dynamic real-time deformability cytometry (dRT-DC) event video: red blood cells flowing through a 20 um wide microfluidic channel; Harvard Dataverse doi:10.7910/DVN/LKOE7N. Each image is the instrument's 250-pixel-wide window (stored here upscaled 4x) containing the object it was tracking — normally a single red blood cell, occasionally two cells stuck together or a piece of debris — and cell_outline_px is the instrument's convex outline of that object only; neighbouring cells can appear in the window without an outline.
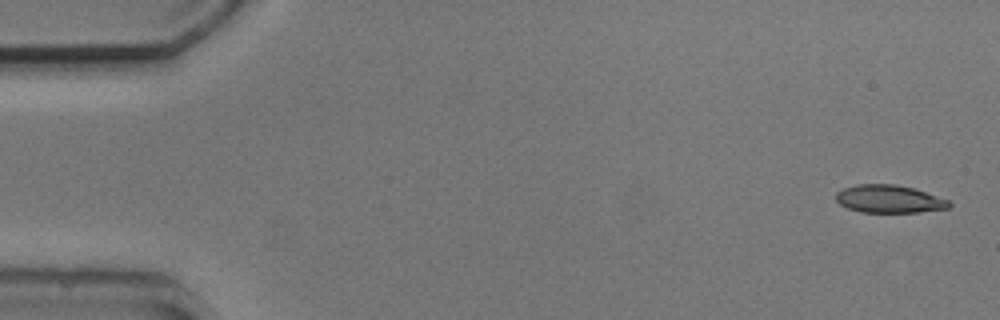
{"species": "common noctule bat (a hibernating species)", "species_latin": "Nyctalus noctula", "temperature_condition": "cold", "stored_images_in_passage": 5, "camera_frame_rate_fps": 3000, "um_per_image_px": 0.085, "animal": {"sex": "male", "body_mass_g": 20.5, "forearm_length_mm": 52.5}, "frame": {"image": 1, "passage_image": 1, "time_ms": 0.0, "image_size_px": [1000, 320], "cell_outline_px": [[952, 204], [948, 208], [920, 212], [860, 212], [848, 208], [840, 204], [836, 200], [836, 192], [844, 188], [856, 184], [896, 184], [912, 188], [948, 200]], "centroid_in_image_um": [75.55, 16.91], "position_along_channel_um": 9.5, "area_um2": 18.21}}
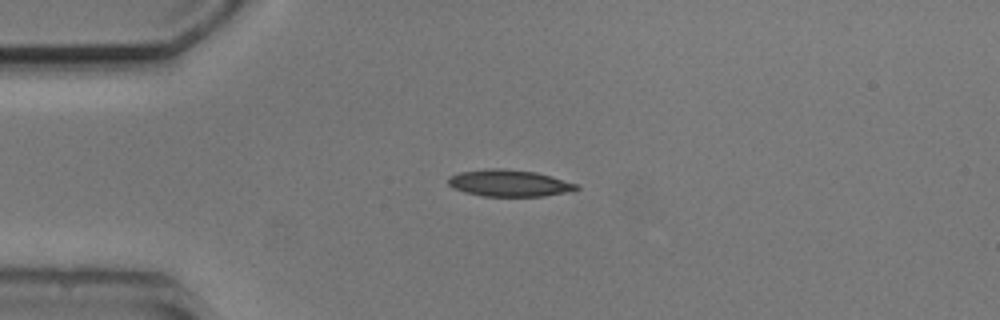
{"frame": {"image": 2, "passage_image": 4, "time_ms": 3.667, "image_size_px": [1000, 320], "cell_outline_px": [[580, 188], [576, 192], [544, 196], [484, 196], [464, 192], [452, 188], [448, 184], [448, 176], [460, 172], [488, 168], [504, 168], [536, 172], [552, 176], [576, 184]], "centroid_in_image_um": [43.31, 15.57], "position_along_channel_um": 41.7, "area_um2": 20.29}}